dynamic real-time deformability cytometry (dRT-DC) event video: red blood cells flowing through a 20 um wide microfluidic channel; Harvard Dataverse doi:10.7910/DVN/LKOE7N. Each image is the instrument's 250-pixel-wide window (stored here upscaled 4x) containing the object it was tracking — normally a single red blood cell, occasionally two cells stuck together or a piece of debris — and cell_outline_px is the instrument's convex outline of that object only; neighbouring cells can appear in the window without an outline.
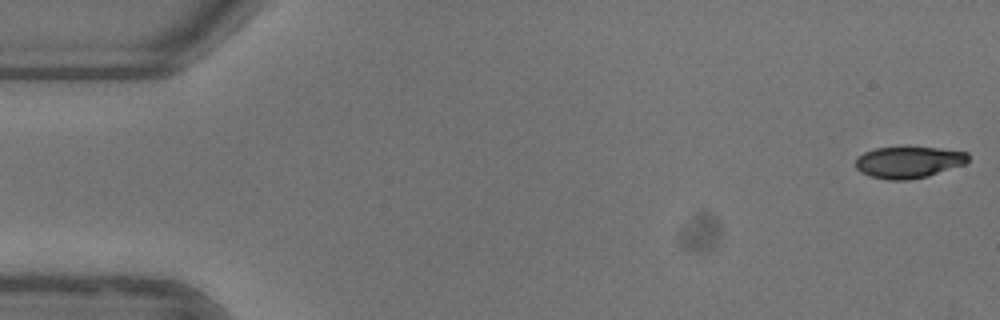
{"species": "common noctule bat (a hibernating species)", "species_latin": "Nyctalus noctula", "temperature_condition": "warm", "stored_images_in_passage": 52, "camera_frame_rate_fps": 3000, "um_per_image_px": 0.085, "animal": {"sex": "female"}, "frame": {"image": 1, "passage_image": 1, "time_ms": 0.0, "image_size_px": [1000, 320], "cell_outline_px": [[968, 160], [964, 164], [928, 176], [908, 180], [888, 180], [872, 176], [860, 172], [856, 168], [856, 156], [864, 152], [876, 148], [940, 148], [968, 152]], "centroid_in_image_um": [77.21, 13.79], "position_along_channel_um": 7.8, "area_um2": 20.52}}
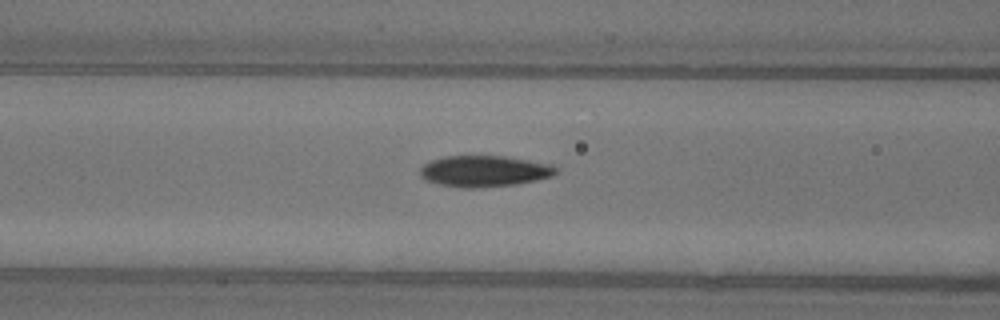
{"frame": {"image": 2, "passage_image": 21, "time_ms": 6.667, "image_size_px": [1000, 320], "cell_outline_px": [[556, 172], [552, 176], [536, 180], [516, 184], [472, 188], [460, 188], [440, 184], [428, 180], [420, 176], [420, 168], [424, 164], [432, 160], [444, 156], [504, 156], [548, 164], [556, 168]], "centroid_in_image_um": [41.12, 14.55], "position_along_channel_um": 125.5, "area_um2": 24.33}}
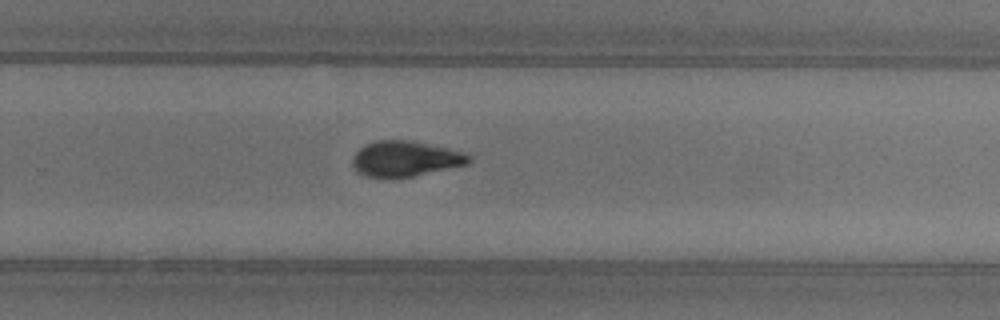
{"frame": {"image": 3, "passage_image": 34, "time_ms": 11.0, "image_size_px": [1000, 320], "cell_outline_px": [[472, 160], [468, 164], [400, 180], [388, 180], [364, 176], [356, 172], [352, 164], [352, 160], [356, 152], [364, 144], [376, 140], [408, 140], [468, 152], [472, 156]], "centroid_in_image_um": [34.45, 13.54], "position_along_channel_um": 295.3, "area_um2": 25.09}, "authors_computed_cell_mechanics": {"area_um2": 23.2067, "velocity_mm_per_s": 3.9333, "shape_relaxation_time_tau1_ms": 3.9228, "shape_relaxation_time_tau2_ms": 4.3874, "deformation_change_tau1": 0.156, "deformation_change_tau2": 0.1018}}